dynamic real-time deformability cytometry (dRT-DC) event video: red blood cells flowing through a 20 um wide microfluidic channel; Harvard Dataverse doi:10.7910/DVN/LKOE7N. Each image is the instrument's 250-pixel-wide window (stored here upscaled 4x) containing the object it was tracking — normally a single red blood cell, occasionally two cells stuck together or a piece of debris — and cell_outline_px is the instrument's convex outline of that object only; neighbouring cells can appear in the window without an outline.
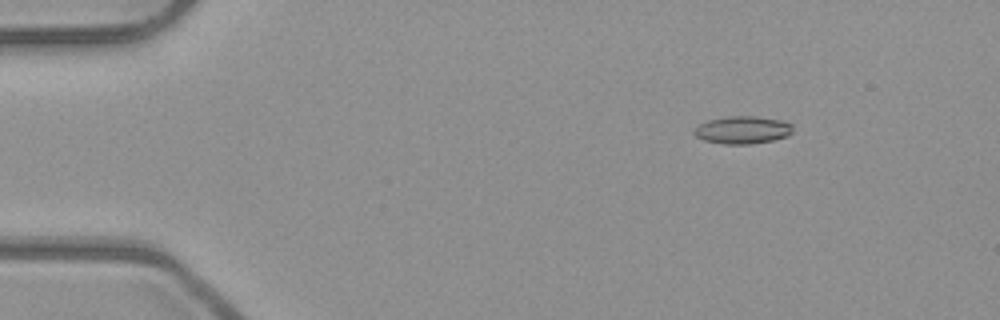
{"species": "common noctule bat (a hibernating species)", "species_latin": "Nyctalus noctula", "temperature_condition": "room temperature", "stored_images_in_passage": 5, "camera_frame_rate_fps": 3000, "um_per_image_px": 0.085, "animal": {"sex": "male", "body_mass_g": 23.1, "forearm_length_mm": 52.7}, "frame": {"image": 1, "passage_image": 2, "time_ms": 0.333, "image_size_px": [1000, 320], "cell_outline_px": [[792, 132], [788, 136], [772, 140], [752, 144], [724, 144], [704, 140], [696, 136], [692, 132], [700, 124], [708, 120], [728, 116], [756, 116], [780, 120], [792, 124]], "centroid_in_image_um": [63.12, 11.05], "position_along_channel_um": 21.9, "area_um2": 15.84}}